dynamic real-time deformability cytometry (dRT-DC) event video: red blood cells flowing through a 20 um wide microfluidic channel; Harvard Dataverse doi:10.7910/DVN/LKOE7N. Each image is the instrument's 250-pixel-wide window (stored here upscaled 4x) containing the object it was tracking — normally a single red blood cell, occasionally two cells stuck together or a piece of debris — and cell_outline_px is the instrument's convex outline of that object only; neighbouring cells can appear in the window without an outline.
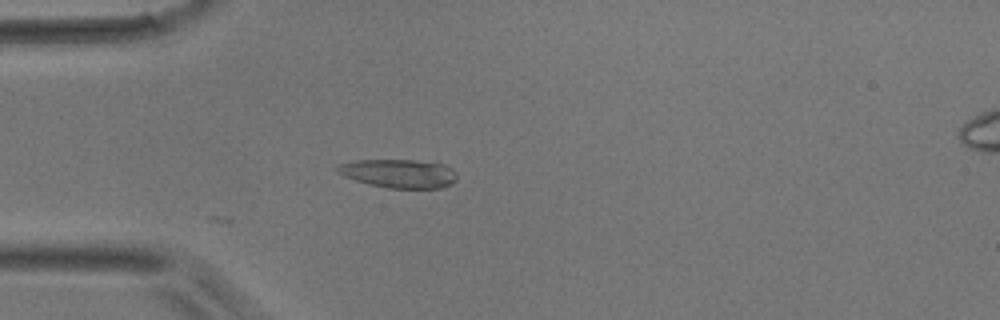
{"species": "common noctule bat (a hibernating species)", "species_latin": "Nyctalus noctula", "temperature_condition": "room temperature", "stored_images_in_passage": 2, "camera_frame_rate_fps": 3000, "um_per_image_px": 0.085, "animal": {"sex": "male", "body_mass_g": 17.9}, "frame": {"image": 1, "passage_image": 2, "time_ms": 0.333, "image_size_px": [1000, 320], "cell_outline_px": [[456, 180], [452, 184], [440, 188], [388, 188], [368, 184], [344, 176], [336, 172], [336, 168], [340, 164], [356, 160], [412, 160], [444, 164], [452, 168], [456, 172]], "centroid_in_image_um": [33.92, 14.75], "position_along_channel_um": 51.1, "area_um2": 19.94}}